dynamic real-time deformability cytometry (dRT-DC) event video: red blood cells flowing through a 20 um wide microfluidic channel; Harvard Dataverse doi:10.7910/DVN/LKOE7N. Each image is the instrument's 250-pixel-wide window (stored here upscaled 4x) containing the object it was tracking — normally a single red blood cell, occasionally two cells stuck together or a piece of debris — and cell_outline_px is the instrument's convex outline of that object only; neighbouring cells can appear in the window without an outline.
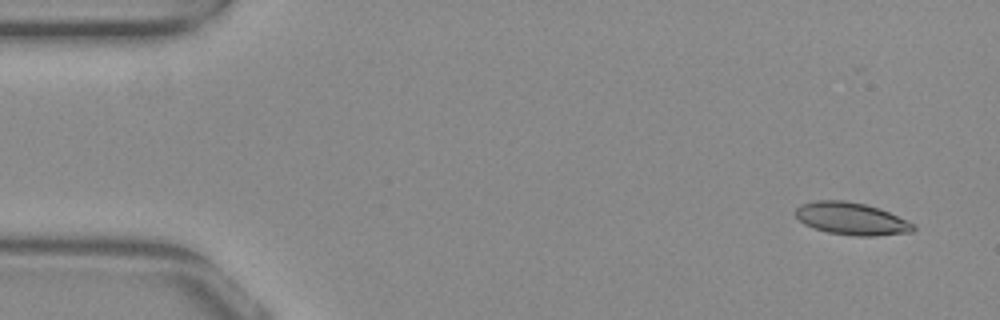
{"species": "common noctule bat (a hibernating species)", "species_latin": "Nyctalus noctula", "temperature_condition": "warm", "stored_images_in_passage": 11, "camera_frame_rate_fps": 3000, "um_per_image_px": 0.085, "animal": {"sex": "female", "body_mass_g": 29.2, "forearm_length_mm": 56.3}, "frame": {"image": 1, "passage_image": 3, "time_ms": 0.667, "image_size_px": [1000, 320], "cell_outline_px": [[916, 228], [912, 232], [876, 236], [856, 236], [828, 232], [804, 224], [792, 212], [800, 204], [812, 200], [844, 200], [864, 204], [880, 208], [908, 220], [916, 224]], "centroid_in_image_um": [72.38, 18.58], "position_along_channel_um": 12.6, "area_um2": 22.48}}